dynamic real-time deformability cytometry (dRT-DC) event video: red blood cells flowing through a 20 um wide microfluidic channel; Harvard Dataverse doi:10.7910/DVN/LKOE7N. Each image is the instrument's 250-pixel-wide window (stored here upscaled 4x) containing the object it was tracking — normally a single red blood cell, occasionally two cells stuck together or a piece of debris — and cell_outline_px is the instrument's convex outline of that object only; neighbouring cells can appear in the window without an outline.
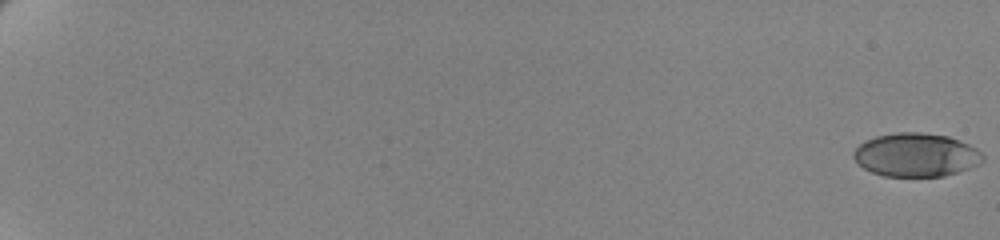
{"species": "human", "species_latin": "Homo sapiens", "temperature_condition": "cold", "stored_images_in_passage": 41, "camera_frame_rate_fps": 3000, "um_per_image_px": 0.085, "donor": {"sex": "female"}, "frame": {"image": 1, "passage_image": 1, "time_ms": 0.0, "image_size_px": [1000, 240], "cell_outline_px": [[984, 160], [980, 164], [944, 176], [884, 176], [872, 172], [864, 168], [852, 156], [852, 152], [860, 144], [876, 136], [896, 132], [920, 132], [948, 136], [968, 144], [976, 148], [984, 156]], "centroid_in_image_um": [77.87, 13.16], "position_along_channel_um": 7.1, "area_um2": 32.6}}
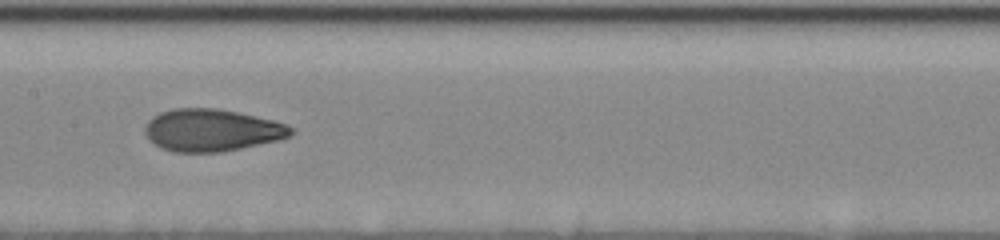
{"frame": {"image": 2, "passage_image": 26, "time_ms": 8.333, "image_size_px": [1000, 240], "cell_outline_px": [[296, 132], [292, 136], [280, 140], [220, 152], [172, 152], [160, 148], [148, 140], [144, 132], [144, 128], [148, 120], [152, 116], [160, 112], [172, 108], [216, 108], [256, 116], [288, 124]], "centroid_in_image_um": [17.99, 11.07], "position_along_channel_um": 189.4, "area_um2": 36.3}}
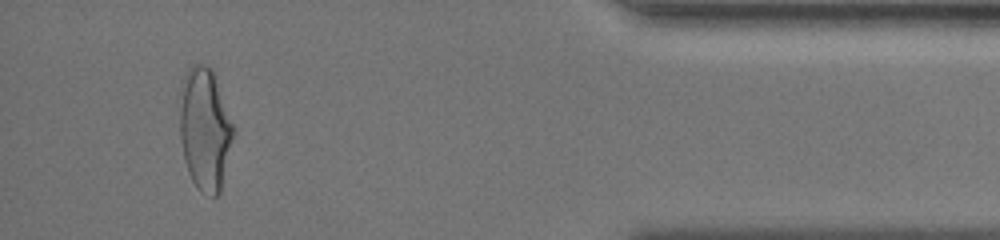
{"frame": {"image": 3, "passage_image": 40, "time_ms": 13.0, "image_size_px": [1000, 240], "cell_outline_px": [[236, 132], [220, 192], [216, 196], [212, 196], [200, 192], [192, 180], [188, 172], [184, 160], [180, 136], [180, 84], [188, 68], [196, 64], [204, 64], [212, 68], [236, 128]], "centroid_in_image_um": [17.44, 10.96], "position_along_channel_um": 417.8, "area_um2": 39.02}}